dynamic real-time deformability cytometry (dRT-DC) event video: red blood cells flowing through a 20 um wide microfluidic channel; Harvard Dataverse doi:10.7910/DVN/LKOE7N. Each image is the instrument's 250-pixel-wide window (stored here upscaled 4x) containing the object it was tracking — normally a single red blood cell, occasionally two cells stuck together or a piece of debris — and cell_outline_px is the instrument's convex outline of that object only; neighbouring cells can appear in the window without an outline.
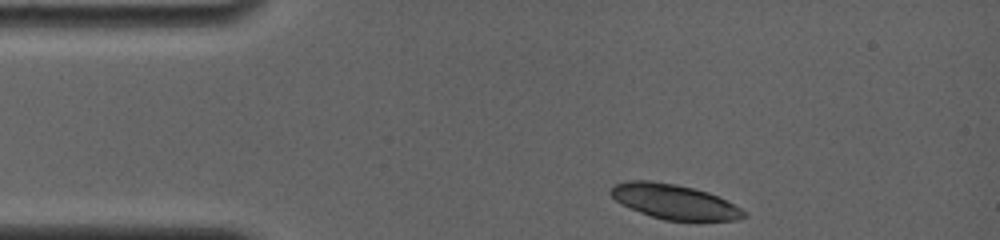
{"species": "common noctule bat (a hibernating species)", "species_latin": "Nyctalus noctula", "temperature_condition": "room temperature", "stored_images_in_passage": 3, "camera_frame_rate_fps": 4000, "um_per_image_px": 0.085, "animal": {"sex": "female", "body_mass_g": 19.0, "forearm_length_mm": 56.7}, "frame": {"image": 1, "passage_image": 1, "time_ms": 0.0, "image_size_px": [1000, 240], "cell_outline_px": [[748, 216], [736, 220], [664, 220], [640, 212], [620, 204], [608, 192], [616, 184], [628, 180], [652, 180], [676, 184], [708, 192], [740, 208]], "centroid_in_image_um": [57.27, 17.13], "position_along_channel_um": 27.7, "area_um2": 26.65}}